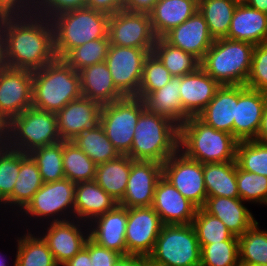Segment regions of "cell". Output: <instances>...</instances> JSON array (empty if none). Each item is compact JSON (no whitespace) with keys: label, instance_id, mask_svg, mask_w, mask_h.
<instances>
[{"label":"cell","instance_id":"cell-30","mask_svg":"<svg viewBox=\"0 0 267 266\" xmlns=\"http://www.w3.org/2000/svg\"><path fill=\"white\" fill-rule=\"evenodd\" d=\"M198 3L197 0H158L149 13L155 36L162 38L184 23L198 11Z\"/></svg>","mask_w":267,"mask_h":266},{"label":"cell","instance_id":"cell-61","mask_svg":"<svg viewBox=\"0 0 267 266\" xmlns=\"http://www.w3.org/2000/svg\"><path fill=\"white\" fill-rule=\"evenodd\" d=\"M234 1L240 4V3H246L247 0H234Z\"/></svg>","mask_w":267,"mask_h":266},{"label":"cell","instance_id":"cell-41","mask_svg":"<svg viewBox=\"0 0 267 266\" xmlns=\"http://www.w3.org/2000/svg\"><path fill=\"white\" fill-rule=\"evenodd\" d=\"M29 155L37 163L43 183L62 180L65 178L63 170V141L39 147Z\"/></svg>","mask_w":267,"mask_h":266},{"label":"cell","instance_id":"cell-28","mask_svg":"<svg viewBox=\"0 0 267 266\" xmlns=\"http://www.w3.org/2000/svg\"><path fill=\"white\" fill-rule=\"evenodd\" d=\"M237 104V85H223L197 116L206 125L233 135Z\"/></svg>","mask_w":267,"mask_h":266},{"label":"cell","instance_id":"cell-57","mask_svg":"<svg viewBox=\"0 0 267 266\" xmlns=\"http://www.w3.org/2000/svg\"><path fill=\"white\" fill-rule=\"evenodd\" d=\"M255 140L260 143L267 144V101L265 104L261 125Z\"/></svg>","mask_w":267,"mask_h":266},{"label":"cell","instance_id":"cell-19","mask_svg":"<svg viewBox=\"0 0 267 266\" xmlns=\"http://www.w3.org/2000/svg\"><path fill=\"white\" fill-rule=\"evenodd\" d=\"M102 105L81 96L66 104L57 117V131L62 141H72L80 133L100 123Z\"/></svg>","mask_w":267,"mask_h":266},{"label":"cell","instance_id":"cell-35","mask_svg":"<svg viewBox=\"0 0 267 266\" xmlns=\"http://www.w3.org/2000/svg\"><path fill=\"white\" fill-rule=\"evenodd\" d=\"M96 164L115 160L120 153L106 136L100 123L80 133L72 140Z\"/></svg>","mask_w":267,"mask_h":266},{"label":"cell","instance_id":"cell-40","mask_svg":"<svg viewBox=\"0 0 267 266\" xmlns=\"http://www.w3.org/2000/svg\"><path fill=\"white\" fill-rule=\"evenodd\" d=\"M192 226L200 247L221 241H238V237L234 236L219 218L207 213L203 208H197Z\"/></svg>","mask_w":267,"mask_h":266},{"label":"cell","instance_id":"cell-26","mask_svg":"<svg viewBox=\"0 0 267 266\" xmlns=\"http://www.w3.org/2000/svg\"><path fill=\"white\" fill-rule=\"evenodd\" d=\"M118 202L95 181L76 183L74 219L90 223L94 218L112 210Z\"/></svg>","mask_w":267,"mask_h":266},{"label":"cell","instance_id":"cell-1","mask_svg":"<svg viewBox=\"0 0 267 266\" xmlns=\"http://www.w3.org/2000/svg\"><path fill=\"white\" fill-rule=\"evenodd\" d=\"M4 31L10 68L35 71L57 58L53 25L44 16L4 18Z\"/></svg>","mask_w":267,"mask_h":266},{"label":"cell","instance_id":"cell-14","mask_svg":"<svg viewBox=\"0 0 267 266\" xmlns=\"http://www.w3.org/2000/svg\"><path fill=\"white\" fill-rule=\"evenodd\" d=\"M33 71L7 67L0 70V124L32 107Z\"/></svg>","mask_w":267,"mask_h":266},{"label":"cell","instance_id":"cell-45","mask_svg":"<svg viewBox=\"0 0 267 266\" xmlns=\"http://www.w3.org/2000/svg\"><path fill=\"white\" fill-rule=\"evenodd\" d=\"M236 182L241 200L267 206V177L244 171L236 165Z\"/></svg>","mask_w":267,"mask_h":266},{"label":"cell","instance_id":"cell-58","mask_svg":"<svg viewBox=\"0 0 267 266\" xmlns=\"http://www.w3.org/2000/svg\"><path fill=\"white\" fill-rule=\"evenodd\" d=\"M246 4L267 14V0H247Z\"/></svg>","mask_w":267,"mask_h":266},{"label":"cell","instance_id":"cell-4","mask_svg":"<svg viewBox=\"0 0 267 266\" xmlns=\"http://www.w3.org/2000/svg\"><path fill=\"white\" fill-rule=\"evenodd\" d=\"M179 150V126L170 118L145 109L135 126L132 147L133 160L163 164Z\"/></svg>","mask_w":267,"mask_h":266},{"label":"cell","instance_id":"cell-51","mask_svg":"<svg viewBox=\"0 0 267 266\" xmlns=\"http://www.w3.org/2000/svg\"><path fill=\"white\" fill-rule=\"evenodd\" d=\"M89 251L92 266H113L120 254L97 245L90 238L84 246Z\"/></svg>","mask_w":267,"mask_h":266},{"label":"cell","instance_id":"cell-16","mask_svg":"<svg viewBox=\"0 0 267 266\" xmlns=\"http://www.w3.org/2000/svg\"><path fill=\"white\" fill-rule=\"evenodd\" d=\"M162 226L160 216L152 207L128 208L125 234L127 254L148 257Z\"/></svg>","mask_w":267,"mask_h":266},{"label":"cell","instance_id":"cell-47","mask_svg":"<svg viewBox=\"0 0 267 266\" xmlns=\"http://www.w3.org/2000/svg\"><path fill=\"white\" fill-rule=\"evenodd\" d=\"M201 266H238V241H221L201 247Z\"/></svg>","mask_w":267,"mask_h":266},{"label":"cell","instance_id":"cell-43","mask_svg":"<svg viewBox=\"0 0 267 266\" xmlns=\"http://www.w3.org/2000/svg\"><path fill=\"white\" fill-rule=\"evenodd\" d=\"M236 163L244 171L267 177V144L256 140L238 141Z\"/></svg>","mask_w":267,"mask_h":266},{"label":"cell","instance_id":"cell-34","mask_svg":"<svg viewBox=\"0 0 267 266\" xmlns=\"http://www.w3.org/2000/svg\"><path fill=\"white\" fill-rule=\"evenodd\" d=\"M33 229H27L21 237H16L17 247L15 266H59L43 238L32 234Z\"/></svg>","mask_w":267,"mask_h":266},{"label":"cell","instance_id":"cell-25","mask_svg":"<svg viewBox=\"0 0 267 266\" xmlns=\"http://www.w3.org/2000/svg\"><path fill=\"white\" fill-rule=\"evenodd\" d=\"M235 41H245L254 45L267 42V14L246 3L237 4L231 26L225 37Z\"/></svg>","mask_w":267,"mask_h":266},{"label":"cell","instance_id":"cell-10","mask_svg":"<svg viewBox=\"0 0 267 266\" xmlns=\"http://www.w3.org/2000/svg\"><path fill=\"white\" fill-rule=\"evenodd\" d=\"M145 109L144 101L137 96H125L102 105L100 125L120 155L130 153L135 126Z\"/></svg>","mask_w":267,"mask_h":266},{"label":"cell","instance_id":"cell-8","mask_svg":"<svg viewBox=\"0 0 267 266\" xmlns=\"http://www.w3.org/2000/svg\"><path fill=\"white\" fill-rule=\"evenodd\" d=\"M148 257L151 266H199L201 247L192 224L163 225Z\"/></svg>","mask_w":267,"mask_h":266},{"label":"cell","instance_id":"cell-56","mask_svg":"<svg viewBox=\"0 0 267 266\" xmlns=\"http://www.w3.org/2000/svg\"><path fill=\"white\" fill-rule=\"evenodd\" d=\"M7 67L9 66L6 58L4 18H0V70Z\"/></svg>","mask_w":267,"mask_h":266},{"label":"cell","instance_id":"cell-12","mask_svg":"<svg viewBox=\"0 0 267 266\" xmlns=\"http://www.w3.org/2000/svg\"><path fill=\"white\" fill-rule=\"evenodd\" d=\"M162 176L197 208L207 199L203 164L177 151L162 164Z\"/></svg>","mask_w":267,"mask_h":266},{"label":"cell","instance_id":"cell-38","mask_svg":"<svg viewBox=\"0 0 267 266\" xmlns=\"http://www.w3.org/2000/svg\"><path fill=\"white\" fill-rule=\"evenodd\" d=\"M153 53L161 60L172 76H185L200 67V60L197 57L170 45L163 38H157Z\"/></svg>","mask_w":267,"mask_h":266},{"label":"cell","instance_id":"cell-32","mask_svg":"<svg viewBox=\"0 0 267 266\" xmlns=\"http://www.w3.org/2000/svg\"><path fill=\"white\" fill-rule=\"evenodd\" d=\"M133 161L128 155H120L96 166L94 181L118 203L124 197Z\"/></svg>","mask_w":267,"mask_h":266},{"label":"cell","instance_id":"cell-24","mask_svg":"<svg viewBox=\"0 0 267 266\" xmlns=\"http://www.w3.org/2000/svg\"><path fill=\"white\" fill-rule=\"evenodd\" d=\"M244 203L240 198L207 197L202 208L219 218L234 236L239 237L256 222Z\"/></svg>","mask_w":267,"mask_h":266},{"label":"cell","instance_id":"cell-44","mask_svg":"<svg viewBox=\"0 0 267 266\" xmlns=\"http://www.w3.org/2000/svg\"><path fill=\"white\" fill-rule=\"evenodd\" d=\"M20 171V151L6 143L0 149V206L12 195Z\"/></svg>","mask_w":267,"mask_h":266},{"label":"cell","instance_id":"cell-27","mask_svg":"<svg viewBox=\"0 0 267 266\" xmlns=\"http://www.w3.org/2000/svg\"><path fill=\"white\" fill-rule=\"evenodd\" d=\"M81 94L101 105L125 97L115 86L105 61L87 66L79 71Z\"/></svg>","mask_w":267,"mask_h":266},{"label":"cell","instance_id":"cell-13","mask_svg":"<svg viewBox=\"0 0 267 266\" xmlns=\"http://www.w3.org/2000/svg\"><path fill=\"white\" fill-rule=\"evenodd\" d=\"M149 52L134 47L110 45L105 62L116 88L124 96H137L143 64Z\"/></svg>","mask_w":267,"mask_h":266},{"label":"cell","instance_id":"cell-60","mask_svg":"<svg viewBox=\"0 0 267 266\" xmlns=\"http://www.w3.org/2000/svg\"><path fill=\"white\" fill-rule=\"evenodd\" d=\"M4 256L2 257V253L0 252V266H7ZM13 266H15V261L13 262Z\"/></svg>","mask_w":267,"mask_h":266},{"label":"cell","instance_id":"cell-9","mask_svg":"<svg viewBox=\"0 0 267 266\" xmlns=\"http://www.w3.org/2000/svg\"><path fill=\"white\" fill-rule=\"evenodd\" d=\"M75 189L76 183L67 178L43 183L20 211L21 217L26 216L23 220L30 218L33 221L35 219L37 223L39 221V224L43 222L42 225L74 219Z\"/></svg>","mask_w":267,"mask_h":266},{"label":"cell","instance_id":"cell-29","mask_svg":"<svg viewBox=\"0 0 267 266\" xmlns=\"http://www.w3.org/2000/svg\"><path fill=\"white\" fill-rule=\"evenodd\" d=\"M42 185L43 181L37 163L29 154L20 151V171L12 195L0 208L14 209L16 211H10L15 213V217L20 216L18 213L28 204Z\"/></svg>","mask_w":267,"mask_h":266},{"label":"cell","instance_id":"cell-36","mask_svg":"<svg viewBox=\"0 0 267 266\" xmlns=\"http://www.w3.org/2000/svg\"><path fill=\"white\" fill-rule=\"evenodd\" d=\"M237 4L234 0H199L198 11L214 39L227 36Z\"/></svg>","mask_w":267,"mask_h":266},{"label":"cell","instance_id":"cell-31","mask_svg":"<svg viewBox=\"0 0 267 266\" xmlns=\"http://www.w3.org/2000/svg\"><path fill=\"white\" fill-rule=\"evenodd\" d=\"M181 77L173 76L161 89L151 92L144 99L145 108L155 114L170 118L178 126L185 122V110L180 100Z\"/></svg>","mask_w":267,"mask_h":266},{"label":"cell","instance_id":"cell-55","mask_svg":"<svg viewBox=\"0 0 267 266\" xmlns=\"http://www.w3.org/2000/svg\"><path fill=\"white\" fill-rule=\"evenodd\" d=\"M62 266H92L89 251L83 247L72 259Z\"/></svg>","mask_w":267,"mask_h":266},{"label":"cell","instance_id":"cell-6","mask_svg":"<svg viewBox=\"0 0 267 266\" xmlns=\"http://www.w3.org/2000/svg\"><path fill=\"white\" fill-rule=\"evenodd\" d=\"M255 45L227 38L215 39L200 67L221 86L245 85Z\"/></svg>","mask_w":267,"mask_h":266},{"label":"cell","instance_id":"cell-62","mask_svg":"<svg viewBox=\"0 0 267 266\" xmlns=\"http://www.w3.org/2000/svg\"><path fill=\"white\" fill-rule=\"evenodd\" d=\"M251 266H267V264H256V265H251Z\"/></svg>","mask_w":267,"mask_h":266},{"label":"cell","instance_id":"cell-23","mask_svg":"<svg viewBox=\"0 0 267 266\" xmlns=\"http://www.w3.org/2000/svg\"><path fill=\"white\" fill-rule=\"evenodd\" d=\"M221 85L201 67L181 76L180 100L185 110V121L197 117L215 96Z\"/></svg>","mask_w":267,"mask_h":266},{"label":"cell","instance_id":"cell-59","mask_svg":"<svg viewBox=\"0 0 267 266\" xmlns=\"http://www.w3.org/2000/svg\"><path fill=\"white\" fill-rule=\"evenodd\" d=\"M5 143V130L0 129V149Z\"/></svg>","mask_w":267,"mask_h":266},{"label":"cell","instance_id":"cell-46","mask_svg":"<svg viewBox=\"0 0 267 266\" xmlns=\"http://www.w3.org/2000/svg\"><path fill=\"white\" fill-rule=\"evenodd\" d=\"M172 77L161 60L153 52L149 53L143 64V75L137 97L143 100L151 92L161 89Z\"/></svg>","mask_w":267,"mask_h":266},{"label":"cell","instance_id":"cell-20","mask_svg":"<svg viewBox=\"0 0 267 266\" xmlns=\"http://www.w3.org/2000/svg\"><path fill=\"white\" fill-rule=\"evenodd\" d=\"M128 208L117 204L89 224V238L97 245L127 255L126 225Z\"/></svg>","mask_w":267,"mask_h":266},{"label":"cell","instance_id":"cell-49","mask_svg":"<svg viewBox=\"0 0 267 266\" xmlns=\"http://www.w3.org/2000/svg\"><path fill=\"white\" fill-rule=\"evenodd\" d=\"M87 0H35V14L51 19L73 9L85 8Z\"/></svg>","mask_w":267,"mask_h":266},{"label":"cell","instance_id":"cell-54","mask_svg":"<svg viewBox=\"0 0 267 266\" xmlns=\"http://www.w3.org/2000/svg\"><path fill=\"white\" fill-rule=\"evenodd\" d=\"M113 266H151L149 257L142 255H120Z\"/></svg>","mask_w":267,"mask_h":266},{"label":"cell","instance_id":"cell-11","mask_svg":"<svg viewBox=\"0 0 267 266\" xmlns=\"http://www.w3.org/2000/svg\"><path fill=\"white\" fill-rule=\"evenodd\" d=\"M110 45L134 47L153 52L157 37L147 13L120 10L109 17Z\"/></svg>","mask_w":267,"mask_h":266},{"label":"cell","instance_id":"cell-50","mask_svg":"<svg viewBox=\"0 0 267 266\" xmlns=\"http://www.w3.org/2000/svg\"><path fill=\"white\" fill-rule=\"evenodd\" d=\"M35 14V0H0V18Z\"/></svg>","mask_w":267,"mask_h":266},{"label":"cell","instance_id":"cell-22","mask_svg":"<svg viewBox=\"0 0 267 266\" xmlns=\"http://www.w3.org/2000/svg\"><path fill=\"white\" fill-rule=\"evenodd\" d=\"M162 38L170 45L193 54L200 61L215 41L205 18L199 11L184 23L171 29Z\"/></svg>","mask_w":267,"mask_h":266},{"label":"cell","instance_id":"cell-5","mask_svg":"<svg viewBox=\"0 0 267 266\" xmlns=\"http://www.w3.org/2000/svg\"><path fill=\"white\" fill-rule=\"evenodd\" d=\"M110 15L91 8L59 13L50 20L54 29L56 57L63 59L72 49L91 40L108 37Z\"/></svg>","mask_w":267,"mask_h":266},{"label":"cell","instance_id":"cell-39","mask_svg":"<svg viewBox=\"0 0 267 266\" xmlns=\"http://www.w3.org/2000/svg\"><path fill=\"white\" fill-rule=\"evenodd\" d=\"M259 225L256 221L238 237L239 264L242 266L267 264V230H261Z\"/></svg>","mask_w":267,"mask_h":266},{"label":"cell","instance_id":"cell-2","mask_svg":"<svg viewBox=\"0 0 267 266\" xmlns=\"http://www.w3.org/2000/svg\"><path fill=\"white\" fill-rule=\"evenodd\" d=\"M81 96L80 74L64 59L56 58L33 71L32 107L57 113Z\"/></svg>","mask_w":267,"mask_h":266},{"label":"cell","instance_id":"cell-48","mask_svg":"<svg viewBox=\"0 0 267 266\" xmlns=\"http://www.w3.org/2000/svg\"><path fill=\"white\" fill-rule=\"evenodd\" d=\"M245 86L267 94V42L255 45Z\"/></svg>","mask_w":267,"mask_h":266},{"label":"cell","instance_id":"cell-53","mask_svg":"<svg viewBox=\"0 0 267 266\" xmlns=\"http://www.w3.org/2000/svg\"><path fill=\"white\" fill-rule=\"evenodd\" d=\"M158 0H125L124 10L149 14Z\"/></svg>","mask_w":267,"mask_h":266},{"label":"cell","instance_id":"cell-37","mask_svg":"<svg viewBox=\"0 0 267 266\" xmlns=\"http://www.w3.org/2000/svg\"><path fill=\"white\" fill-rule=\"evenodd\" d=\"M62 165L65 178L71 182L95 180L97 165L73 141H63Z\"/></svg>","mask_w":267,"mask_h":266},{"label":"cell","instance_id":"cell-21","mask_svg":"<svg viewBox=\"0 0 267 266\" xmlns=\"http://www.w3.org/2000/svg\"><path fill=\"white\" fill-rule=\"evenodd\" d=\"M152 208L163 225L192 224L197 211V207L163 176L156 185Z\"/></svg>","mask_w":267,"mask_h":266},{"label":"cell","instance_id":"cell-42","mask_svg":"<svg viewBox=\"0 0 267 266\" xmlns=\"http://www.w3.org/2000/svg\"><path fill=\"white\" fill-rule=\"evenodd\" d=\"M110 47L109 38L91 40L72 49L63 59L77 72L105 61Z\"/></svg>","mask_w":267,"mask_h":266},{"label":"cell","instance_id":"cell-33","mask_svg":"<svg viewBox=\"0 0 267 266\" xmlns=\"http://www.w3.org/2000/svg\"><path fill=\"white\" fill-rule=\"evenodd\" d=\"M236 160L203 164L207 197L240 198L236 182Z\"/></svg>","mask_w":267,"mask_h":266},{"label":"cell","instance_id":"cell-18","mask_svg":"<svg viewBox=\"0 0 267 266\" xmlns=\"http://www.w3.org/2000/svg\"><path fill=\"white\" fill-rule=\"evenodd\" d=\"M267 94L237 85L233 136L238 141L255 140L261 125Z\"/></svg>","mask_w":267,"mask_h":266},{"label":"cell","instance_id":"cell-15","mask_svg":"<svg viewBox=\"0 0 267 266\" xmlns=\"http://www.w3.org/2000/svg\"><path fill=\"white\" fill-rule=\"evenodd\" d=\"M38 227L44 228L43 232L37 233H42L40 236L47 243L59 266L72 259L89 239L88 223L77 219L47 223L46 228L45 224Z\"/></svg>","mask_w":267,"mask_h":266},{"label":"cell","instance_id":"cell-3","mask_svg":"<svg viewBox=\"0 0 267 266\" xmlns=\"http://www.w3.org/2000/svg\"><path fill=\"white\" fill-rule=\"evenodd\" d=\"M237 144L232 134L216 130L198 117L179 126V151L202 164L235 161Z\"/></svg>","mask_w":267,"mask_h":266},{"label":"cell","instance_id":"cell-7","mask_svg":"<svg viewBox=\"0 0 267 266\" xmlns=\"http://www.w3.org/2000/svg\"><path fill=\"white\" fill-rule=\"evenodd\" d=\"M4 130L6 144L26 154L61 141L57 131L56 113L34 107L13 117L4 126Z\"/></svg>","mask_w":267,"mask_h":266},{"label":"cell","instance_id":"cell-17","mask_svg":"<svg viewBox=\"0 0 267 266\" xmlns=\"http://www.w3.org/2000/svg\"><path fill=\"white\" fill-rule=\"evenodd\" d=\"M161 177V163L134 160L124 197L118 204L126 208L152 207L155 188Z\"/></svg>","mask_w":267,"mask_h":266},{"label":"cell","instance_id":"cell-52","mask_svg":"<svg viewBox=\"0 0 267 266\" xmlns=\"http://www.w3.org/2000/svg\"><path fill=\"white\" fill-rule=\"evenodd\" d=\"M125 0H87V8L112 15L124 9Z\"/></svg>","mask_w":267,"mask_h":266}]
</instances>
